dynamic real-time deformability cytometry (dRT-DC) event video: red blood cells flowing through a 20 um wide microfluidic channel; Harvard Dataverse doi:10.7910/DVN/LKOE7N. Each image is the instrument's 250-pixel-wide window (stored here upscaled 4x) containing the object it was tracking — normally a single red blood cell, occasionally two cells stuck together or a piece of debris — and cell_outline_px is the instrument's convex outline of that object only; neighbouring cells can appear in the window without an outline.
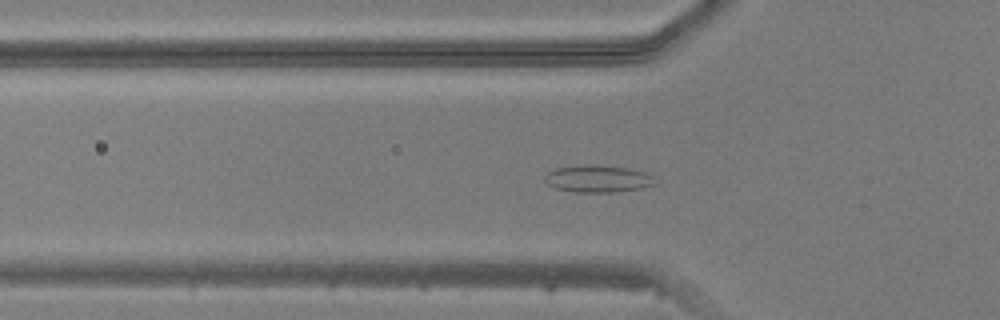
{"species": "common noctule bat (a hibernating species)", "species_latin": "Nyctalus noctula", "temperature_condition": "warm", "stored_images_in_passage": 38, "camera_frame_rate_fps": 3000, "um_per_image_px": 0.085, "animal": {"sex": "male", "body_mass_g": 20.5, "forearm_length_mm": 52.5}, "frame": {"image": 1, "passage_image": 5, "time_ms": 1.333, "image_size_px": [1000, 320], "cell_outline_px": [[656, 184], [640, 188], [612, 192], [576, 192], [556, 188], [548, 184], [544, 180], [544, 176], [548, 172], [556, 168], [580, 164], [596, 164], [628, 168], [648, 172], [652, 176]], "centroid_in_image_um": [50.81, 15.17], "position_along_channel_um": 75.0, "area_um2": 17.57}}
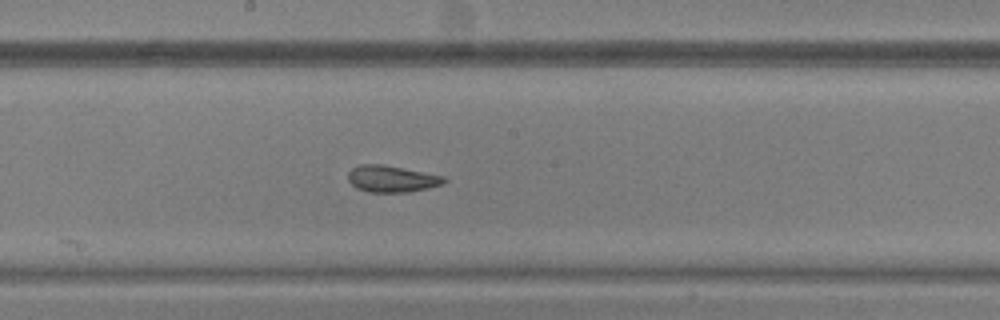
{"frame": {"image": 2, "passage_image": 15, "time_ms": 4.667, "image_size_px": [1000, 320], "cell_outline_px": [[448, 180], [444, 184], [428, 188], [408, 192], [368, 192], [356, 188], [348, 180], [348, 172], [352, 168], [360, 164], [384, 164], [444, 176]], "centroid_in_image_um": [33.3, 15.2], "position_along_channel_um": 214.9, "area_um2": 15.03}}
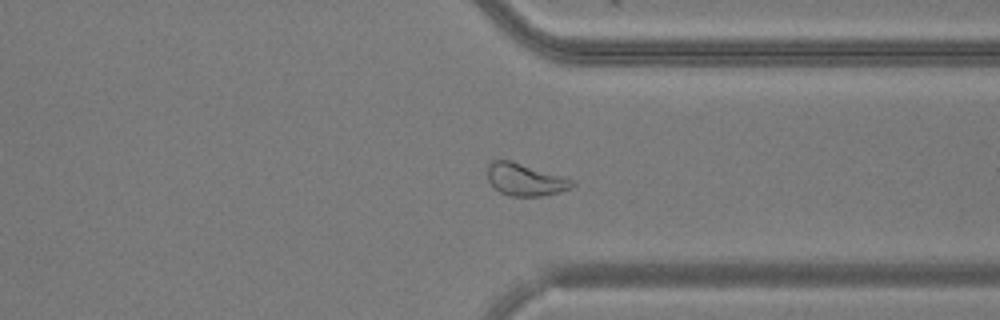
{"frame": {"image": 3, "passage_image": 26, "time_ms": 8.333, "image_size_px": [1000, 320], "cell_outline_px": [[576, 184], [568, 188], [556, 192], [540, 196], [512, 196], [500, 192], [488, 180], [488, 164], [492, 160], [508, 160], [576, 180]], "centroid_in_image_um": [44.63, 15.26], "position_along_channel_um": 366.8, "area_um2": 15.55}}